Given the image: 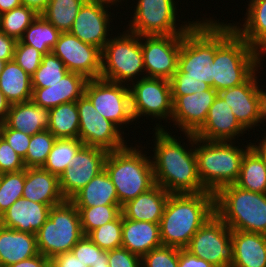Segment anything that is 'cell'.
Instances as JSON below:
<instances>
[{"instance_id": "4dcf8cb0", "label": "cell", "mask_w": 266, "mask_h": 267, "mask_svg": "<svg viewBox=\"0 0 266 267\" xmlns=\"http://www.w3.org/2000/svg\"><path fill=\"white\" fill-rule=\"evenodd\" d=\"M70 201L76 207L120 205L116 188L105 170L79 190Z\"/></svg>"}, {"instance_id": "7c38bea8", "label": "cell", "mask_w": 266, "mask_h": 267, "mask_svg": "<svg viewBox=\"0 0 266 267\" xmlns=\"http://www.w3.org/2000/svg\"><path fill=\"white\" fill-rule=\"evenodd\" d=\"M232 230L216 215L210 217L193 235L186 249L215 267L233 263Z\"/></svg>"}, {"instance_id": "f35d334b", "label": "cell", "mask_w": 266, "mask_h": 267, "mask_svg": "<svg viewBox=\"0 0 266 267\" xmlns=\"http://www.w3.org/2000/svg\"><path fill=\"white\" fill-rule=\"evenodd\" d=\"M121 207V205L77 207L84 236H87L92 230L116 220L122 214Z\"/></svg>"}, {"instance_id": "ba28073f", "label": "cell", "mask_w": 266, "mask_h": 267, "mask_svg": "<svg viewBox=\"0 0 266 267\" xmlns=\"http://www.w3.org/2000/svg\"><path fill=\"white\" fill-rule=\"evenodd\" d=\"M196 20L182 35L177 69L188 78L211 86V63L215 56V20L211 17Z\"/></svg>"}, {"instance_id": "4316f807", "label": "cell", "mask_w": 266, "mask_h": 267, "mask_svg": "<svg viewBox=\"0 0 266 267\" xmlns=\"http://www.w3.org/2000/svg\"><path fill=\"white\" fill-rule=\"evenodd\" d=\"M231 267H266V235L232 230Z\"/></svg>"}, {"instance_id": "1f68e13d", "label": "cell", "mask_w": 266, "mask_h": 267, "mask_svg": "<svg viewBox=\"0 0 266 267\" xmlns=\"http://www.w3.org/2000/svg\"><path fill=\"white\" fill-rule=\"evenodd\" d=\"M0 90L10 104L30 101L33 91L31 76L14 60L7 61L0 74Z\"/></svg>"}, {"instance_id": "2e32d148", "label": "cell", "mask_w": 266, "mask_h": 267, "mask_svg": "<svg viewBox=\"0 0 266 267\" xmlns=\"http://www.w3.org/2000/svg\"><path fill=\"white\" fill-rule=\"evenodd\" d=\"M109 151L83 145L59 177L60 190L65 200H70L105 167Z\"/></svg>"}, {"instance_id": "6da1fadb", "label": "cell", "mask_w": 266, "mask_h": 267, "mask_svg": "<svg viewBox=\"0 0 266 267\" xmlns=\"http://www.w3.org/2000/svg\"><path fill=\"white\" fill-rule=\"evenodd\" d=\"M152 164L155 184L164 188L170 194H197L208 192L202 185L197 167L195 153V135L186 136L189 146L182 143L180 137L172 136L165 131L164 126L156 123ZM171 134V135H170ZM187 147V148H186ZM192 147V148H191Z\"/></svg>"}, {"instance_id": "db71d44e", "label": "cell", "mask_w": 266, "mask_h": 267, "mask_svg": "<svg viewBox=\"0 0 266 267\" xmlns=\"http://www.w3.org/2000/svg\"><path fill=\"white\" fill-rule=\"evenodd\" d=\"M16 40L0 30V60L11 61L14 56Z\"/></svg>"}, {"instance_id": "f6af8a7d", "label": "cell", "mask_w": 266, "mask_h": 267, "mask_svg": "<svg viewBox=\"0 0 266 267\" xmlns=\"http://www.w3.org/2000/svg\"><path fill=\"white\" fill-rule=\"evenodd\" d=\"M73 254L85 265L92 267L98 262H108V251L94 244L88 236H83L72 248Z\"/></svg>"}, {"instance_id": "ac0fdd59", "label": "cell", "mask_w": 266, "mask_h": 267, "mask_svg": "<svg viewBox=\"0 0 266 267\" xmlns=\"http://www.w3.org/2000/svg\"><path fill=\"white\" fill-rule=\"evenodd\" d=\"M52 52L68 71L92 80L101 76V50L84 43L70 32H61Z\"/></svg>"}, {"instance_id": "d590c367", "label": "cell", "mask_w": 266, "mask_h": 267, "mask_svg": "<svg viewBox=\"0 0 266 267\" xmlns=\"http://www.w3.org/2000/svg\"><path fill=\"white\" fill-rule=\"evenodd\" d=\"M86 0H50L41 13L60 32H69L75 17Z\"/></svg>"}, {"instance_id": "ee69618b", "label": "cell", "mask_w": 266, "mask_h": 267, "mask_svg": "<svg viewBox=\"0 0 266 267\" xmlns=\"http://www.w3.org/2000/svg\"><path fill=\"white\" fill-rule=\"evenodd\" d=\"M179 248L160 246L141 257L142 267H178Z\"/></svg>"}, {"instance_id": "5bb4252c", "label": "cell", "mask_w": 266, "mask_h": 267, "mask_svg": "<svg viewBox=\"0 0 266 267\" xmlns=\"http://www.w3.org/2000/svg\"><path fill=\"white\" fill-rule=\"evenodd\" d=\"M76 105L79 113V139L84 145L107 151L122 149L127 145L124 131L103 117L85 94L76 101Z\"/></svg>"}, {"instance_id": "f1b7e54d", "label": "cell", "mask_w": 266, "mask_h": 267, "mask_svg": "<svg viewBox=\"0 0 266 267\" xmlns=\"http://www.w3.org/2000/svg\"><path fill=\"white\" fill-rule=\"evenodd\" d=\"M10 129L22 131L30 136L49 128V109L40 107L32 100L10 104L4 122Z\"/></svg>"}, {"instance_id": "836d02e7", "label": "cell", "mask_w": 266, "mask_h": 267, "mask_svg": "<svg viewBox=\"0 0 266 267\" xmlns=\"http://www.w3.org/2000/svg\"><path fill=\"white\" fill-rule=\"evenodd\" d=\"M48 130L57 138L79 139V113L76 102L49 109Z\"/></svg>"}, {"instance_id": "e575fe53", "label": "cell", "mask_w": 266, "mask_h": 267, "mask_svg": "<svg viewBox=\"0 0 266 267\" xmlns=\"http://www.w3.org/2000/svg\"><path fill=\"white\" fill-rule=\"evenodd\" d=\"M61 32L49 23L41 14L25 30L20 41L35 47L43 55L52 52Z\"/></svg>"}, {"instance_id": "b9f144b4", "label": "cell", "mask_w": 266, "mask_h": 267, "mask_svg": "<svg viewBox=\"0 0 266 267\" xmlns=\"http://www.w3.org/2000/svg\"><path fill=\"white\" fill-rule=\"evenodd\" d=\"M25 184V169L0 175V216L19 198Z\"/></svg>"}, {"instance_id": "7bdbcfd3", "label": "cell", "mask_w": 266, "mask_h": 267, "mask_svg": "<svg viewBox=\"0 0 266 267\" xmlns=\"http://www.w3.org/2000/svg\"><path fill=\"white\" fill-rule=\"evenodd\" d=\"M87 236L104 251L120 248L122 246V214L116 220L92 230Z\"/></svg>"}, {"instance_id": "6125c7cd", "label": "cell", "mask_w": 266, "mask_h": 267, "mask_svg": "<svg viewBox=\"0 0 266 267\" xmlns=\"http://www.w3.org/2000/svg\"><path fill=\"white\" fill-rule=\"evenodd\" d=\"M90 1H95L97 3H102V4H105V5L111 6V7H113L114 5H115V7L116 6L118 7L119 3L122 0H90ZM123 1H125V0H123Z\"/></svg>"}, {"instance_id": "680465c9", "label": "cell", "mask_w": 266, "mask_h": 267, "mask_svg": "<svg viewBox=\"0 0 266 267\" xmlns=\"http://www.w3.org/2000/svg\"><path fill=\"white\" fill-rule=\"evenodd\" d=\"M10 103L6 100L3 92L0 90V124L7 119Z\"/></svg>"}, {"instance_id": "cb8c5ba5", "label": "cell", "mask_w": 266, "mask_h": 267, "mask_svg": "<svg viewBox=\"0 0 266 267\" xmlns=\"http://www.w3.org/2000/svg\"><path fill=\"white\" fill-rule=\"evenodd\" d=\"M22 197L51 207L65 201L60 190L59 177L42 167L25 168Z\"/></svg>"}, {"instance_id": "5b68a950", "label": "cell", "mask_w": 266, "mask_h": 267, "mask_svg": "<svg viewBox=\"0 0 266 267\" xmlns=\"http://www.w3.org/2000/svg\"><path fill=\"white\" fill-rule=\"evenodd\" d=\"M129 146L109 151L104 167L121 206L155 185L152 157H147L138 145Z\"/></svg>"}, {"instance_id": "9c48e42d", "label": "cell", "mask_w": 266, "mask_h": 267, "mask_svg": "<svg viewBox=\"0 0 266 267\" xmlns=\"http://www.w3.org/2000/svg\"><path fill=\"white\" fill-rule=\"evenodd\" d=\"M84 236L79 211L70 201L52 206L49 218L36 233L38 252L50 260L69 252Z\"/></svg>"}, {"instance_id": "8d00e7d4", "label": "cell", "mask_w": 266, "mask_h": 267, "mask_svg": "<svg viewBox=\"0 0 266 267\" xmlns=\"http://www.w3.org/2000/svg\"><path fill=\"white\" fill-rule=\"evenodd\" d=\"M83 145L80 139H56L52 150L48 154L47 161L42 168L60 177L64 170L70 166L72 158Z\"/></svg>"}, {"instance_id": "c3c4849f", "label": "cell", "mask_w": 266, "mask_h": 267, "mask_svg": "<svg viewBox=\"0 0 266 267\" xmlns=\"http://www.w3.org/2000/svg\"><path fill=\"white\" fill-rule=\"evenodd\" d=\"M25 169L23 159L0 135V174L19 172Z\"/></svg>"}, {"instance_id": "f907efd6", "label": "cell", "mask_w": 266, "mask_h": 267, "mask_svg": "<svg viewBox=\"0 0 266 267\" xmlns=\"http://www.w3.org/2000/svg\"><path fill=\"white\" fill-rule=\"evenodd\" d=\"M109 267H142L141 257L120 247L108 251Z\"/></svg>"}, {"instance_id": "d6a6232c", "label": "cell", "mask_w": 266, "mask_h": 267, "mask_svg": "<svg viewBox=\"0 0 266 267\" xmlns=\"http://www.w3.org/2000/svg\"><path fill=\"white\" fill-rule=\"evenodd\" d=\"M235 185L247 191L266 194V163L251 148L242 158Z\"/></svg>"}, {"instance_id": "e0dca14e", "label": "cell", "mask_w": 266, "mask_h": 267, "mask_svg": "<svg viewBox=\"0 0 266 267\" xmlns=\"http://www.w3.org/2000/svg\"><path fill=\"white\" fill-rule=\"evenodd\" d=\"M257 69L244 83L218 92L231 107L239 124L247 131L262 124V88ZM260 123V124H259Z\"/></svg>"}, {"instance_id": "94428289", "label": "cell", "mask_w": 266, "mask_h": 267, "mask_svg": "<svg viewBox=\"0 0 266 267\" xmlns=\"http://www.w3.org/2000/svg\"><path fill=\"white\" fill-rule=\"evenodd\" d=\"M262 122H266V89L262 88Z\"/></svg>"}, {"instance_id": "e7e4bbea", "label": "cell", "mask_w": 266, "mask_h": 267, "mask_svg": "<svg viewBox=\"0 0 266 267\" xmlns=\"http://www.w3.org/2000/svg\"><path fill=\"white\" fill-rule=\"evenodd\" d=\"M5 64H6V61L0 60V74L3 71Z\"/></svg>"}, {"instance_id": "44dd1931", "label": "cell", "mask_w": 266, "mask_h": 267, "mask_svg": "<svg viewBox=\"0 0 266 267\" xmlns=\"http://www.w3.org/2000/svg\"><path fill=\"white\" fill-rule=\"evenodd\" d=\"M245 133L247 131L239 124L231 107L217 95L206 121L194 135L205 141H235Z\"/></svg>"}, {"instance_id": "be15d7a7", "label": "cell", "mask_w": 266, "mask_h": 267, "mask_svg": "<svg viewBox=\"0 0 266 267\" xmlns=\"http://www.w3.org/2000/svg\"><path fill=\"white\" fill-rule=\"evenodd\" d=\"M92 267H109L108 262H98L97 264H93Z\"/></svg>"}, {"instance_id": "11a10c76", "label": "cell", "mask_w": 266, "mask_h": 267, "mask_svg": "<svg viewBox=\"0 0 266 267\" xmlns=\"http://www.w3.org/2000/svg\"><path fill=\"white\" fill-rule=\"evenodd\" d=\"M49 265L50 259L38 253L31 258L25 259L7 267H48Z\"/></svg>"}, {"instance_id": "6f0895ef", "label": "cell", "mask_w": 266, "mask_h": 267, "mask_svg": "<svg viewBox=\"0 0 266 267\" xmlns=\"http://www.w3.org/2000/svg\"><path fill=\"white\" fill-rule=\"evenodd\" d=\"M265 136L262 137L263 140H259V143H251L250 142V148L254 150L260 158L266 163V133H264Z\"/></svg>"}, {"instance_id": "7402d4cb", "label": "cell", "mask_w": 266, "mask_h": 267, "mask_svg": "<svg viewBox=\"0 0 266 267\" xmlns=\"http://www.w3.org/2000/svg\"><path fill=\"white\" fill-rule=\"evenodd\" d=\"M51 206L25 198L16 200L1 216L0 225L17 231L36 234L49 218Z\"/></svg>"}, {"instance_id": "f546056e", "label": "cell", "mask_w": 266, "mask_h": 267, "mask_svg": "<svg viewBox=\"0 0 266 267\" xmlns=\"http://www.w3.org/2000/svg\"><path fill=\"white\" fill-rule=\"evenodd\" d=\"M244 23H231L234 30L261 55L266 54V0L252 1L246 8ZM240 25V26H239Z\"/></svg>"}, {"instance_id": "52a82bcc", "label": "cell", "mask_w": 266, "mask_h": 267, "mask_svg": "<svg viewBox=\"0 0 266 267\" xmlns=\"http://www.w3.org/2000/svg\"><path fill=\"white\" fill-rule=\"evenodd\" d=\"M111 37L101 51L100 78L129 86L146 77L141 37L128 30Z\"/></svg>"}, {"instance_id": "bcb514c9", "label": "cell", "mask_w": 266, "mask_h": 267, "mask_svg": "<svg viewBox=\"0 0 266 267\" xmlns=\"http://www.w3.org/2000/svg\"><path fill=\"white\" fill-rule=\"evenodd\" d=\"M43 54L35 47L16 42L13 60L29 75L32 76L42 62Z\"/></svg>"}, {"instance_id": "ab89813d", "label": "cell", "mask_w": 266, "mask_h": 267, "mask_svg": "<svg viewBox=\"0 0 266 267\" xmlns=\"http://www.w3.org/2000/svg\"><path fill=\"white\" fill-rule=\"evenodd\" d=\"M69 71L53 52L43 55L42 62L31 76L32 88H46L60 81Z\"/></svg>"}, {"instance_id": "f5cc1de1", "label": "cell", "mask_w": 266, "mask_h": 267, "mask_svg": "<svg viewBox=\"0 0 266 267\" xmlns=\"http://www.w3.org/2000/svg\"><path fill=\"white\" fill-rule=\"evenodd\" d=\"M52 267H89L78 259L72 251L59 254L50 260Z\"/></svg>"}, {"instance_id": "7dc6e473", "label": "cell", "mask_w": 266, "mask_h": 267, "mask_svg": "<svg viewBox=\"0 0 266 267\" xmlns=\"http://www.w3.org/2000/svg\"><path fill=\"white\" fill-rule=\"evenodd\" d=\"M172 96H184L209 90L211 86L203 81H198L194 78H188L178 69L169 80Z\"/></svg>"}, {"instance_id": "ffe728a7", "label": "cell", "mask_w": 266, "mask_h": 267, "mask_svg": "<svg viewBox=\"0 0 266 267\" xmlns=\"http://www.w3.org/2000/svg\"><path fill=\"white\" fill-rule=\"evenodd\" d=\"M218 92L212 87L209 90L195 92L184 96H172L173 126H177L182 134H195L206 121L209 109Z\"/></svg>"}, {"instance_id": "277c9868", "label": "cell", "mask_w": 266, "mask_h": 267, "mask_svg": "<svg viewBox=\"0 0 266 267\" xmlns=\"http://www.w3.org/2000/svg\"><path fill=\"white\" fill-rule=\"evenodd\" d=\"M235 142L205 141L195 136L198 175L206 191L216 194L222 187L238 180L241 161L250 142L244 149Z\"/></svg>"}, {"instance_id": "83f0119b", "label": "cell", "mask_w": 266, "mask_h": 267, "mask_svg": "<svg viewBox=\"0 0 266 267\" xmlns=\"http://www.w3.org/2000/svg\"><path fill=\"white\" fill-rule=\"evenodd\" d=\"M38 253L36 234L0 225V267H7Z\"/></svg>"}, {"instance_id": "681fc988", "label": "cell", "mask_w": 266, "mask_h": 267, "mask_svg": "<svg viewBox=\"0 0 266 267\" xmlns=\"http://www.w3.org/2000/svg\"><path fill=\"white\" fill-rule=\"evenodd\" d=\"M0 135L22 159L26 157L28 146L31 140L30 135L25 134L22 131L10 129L5 123L0 124Z\"/></svg>"}, {"instance_id": "484cf974", "label": "cell", "mask_w": 266, "mask_h": 267, "mask_svg": "<svg viewBox=\"0 0 266 267\" xmlns=\"http://www.w3.org/2000/svg\"><path fill=\"white\" fill-rule=\"evenodd\" d=\"M162 246L159 223L136 221L122 216V246L140 257Z\"/></svg>"}, {"instance_id": "d6986e66", "label": "cell", "mask_w": 266, "mask_h": 267, "mask_svg": "<svg viewBox=\"0 0 266 267\" xmlns=\"http://www.w3.org/2000/svg\"><path fill=\"white\" fill-rule=\"evenodd\" d=\"M109 8L111 9V6L86 0L75 17L69 32L82 42L91 44L102 51L110 39L107 37L110 36V22H112Z\"/></svg>"}, {"instance_id": "4fadbf2b", "label": "cell", "mask_w": 266, "mask_h": 267, "mask_svg": "<svg viewBox=\"0 0 266 267\" xmlns=\"http://www.w3.org/2000/svg\"><path fill=\"white\" fill-rule=\"evenodd\" d=\"M129 88L134 120L146 116L171 121L173 100L168 79L144 77L134 81Z\"/></svg>"}, {"instance_id": "30bf717a", "label": "cell", "mask_w": 266, "mask_h": 267, "mask_svg": "<svg viewBox=\"0 0 266 267\" xmlns=\"http://www.w3.org/2000/svg\"><path fill=\"white\" fill-rule=\"evenodd\" d=\"M176 1V0H175ZM174 0H137L128 31L141 36L183 35L197 21L176 23L179 17ZM177 17V18H176ZM185 23V24H184ZM177 24V25H176Z\"/></svg>"}, {"instance_id": "74e56055", "label": "cell", "mask_w": 266, "mask_h": 267, "mask_svg": "<svg viewBox=\"0 0 266 267\" xmlns=\"http://www.w3.org/2000/svg\"><path fill=\"white\" fill-rule=\"evenodd\" d=\"M38 15L33 8L21 5L0 15V30L18 41Z\"/></svg>"}, {"instance_id": "8fae6325", "label": "cell", "mask_w": 266, "mask_h": 267, "mask_svg": "<svg viewBox=\"0 0 266 267\" xmlns=\"http://www.w3.org/2000/svg\"><path fill=\"white\" fill-rule=\"evenodd\" d=\"M84 94L94 108L120 130L125 124L134 122L131 111V95L128 85L119 84L102 78L88 80Z\"/></svg>"}, {"instance_id": "603a6c76", "label": "cell", "mask_w": 266, "mask_h": 267, "mask_svg": "<svg viewBox=\"0 0 266 267\" xmlns=\"http://www.w3.org/2000/svg\"><path fill=\"white\" fill-rule=\"evenodd\" d=\"M88 79L68 72L62 79L46 88H32L31 100L40 107L54 108L67 102H76L83 94Z\"/></svg>"}, {"instance_id": "816d5d0a", "label": "cell", "mask_w": 266, "mask_h": 267, "mask_svg": "<svg viewBox=\"0 0 266 267\" xmlns=\"http://www.w3.org/2000/svg\"><path fill=\"white\" fill-rule=\"evenodd\" d=\"M178 267H215L204 259L193 255L186 248H179Z\"/></svg>"}, {"instance_id": "60d3db41", "label": "cell", "mask_w": 266, "mask_h": 267, "mask_svg": "<svg viewBox=\"0 0 266 267\" xmlns=\"http://www.w3.org/2000/svg\"><path fill=\"white\" fill-rule=\"evenodd\" d=\"M56 139L49 130L32 135L26 157L23 159L25 168L43 167Z\"/></svg>"}, {"instance_id": "8992f818", "label": "cell", "mask_w": 266, "mask_h": 267, "mask_svg": "<svg viewBox=\"0 0 266 267\" xmlns=\"http://www.w3.org/2000/svg\"><path fill=\"white\" fill-rule=\"evenodd\" d=\"M215 214L231 230L266 235V194L224 186L215 194Z\"/></svg>"}, {"instance_id": "9f6ffc18", "label": "cell", "mask_w": 266, "mask_h": 267, "mask_svg": "<svg viewBox=\"0 0 266 267\" xmlns=\"http://www.w3.org/2000/svg\"><path fill=\"white\" fill-rule=\"evenodd\" d=\"M50 0H21L22 5L33 8L38 14H41L47 7Z\"/></svg>"}, {"instance_id": "3957f363", "label": "cell", "mask_w": 266, "mask_h": 267, "mask_svg": "<svg viewBox=\"0 0 266 267\" xmlns=\"http://www.w3.org/2000/svg\"><path fill=\"white\" fill-rule=\"evenodd\" d=\"M215 214V194H170L159 222L162 245L186 248L193 235Z\"/></svg>"}, {"instance_id": "d4e9b609", "label": "cell", "mask_w": 266, "mask_h": 267, "mask_svg": "<svg viewBox=\"0 0 266 267\" xmlns=\"http://www.w3.org/2000/svg\"><path fill=\"white\" fill-rule=\"evenodd\" d=\"M170 193L155 184L135 199L126 202L121 207L124 218L136 221L159 223Z\"/></svg>"}, {"instance_id": "9a60e30c", "label": "cell", "mask_w": 266, "mask_h": 267, "mask_svg": "<svg viewBox=\"0 0 266 267\" xmlns=\"http://www.w3.org/2000/svg\"><path fill=\"white\" fill-rule=\"evenodd\" d=\"M182 35L141 36L146 77L170 80L177 71Z\"/></svg>"}, {"instance_id": "91938a15", "label": "cell", "mask_w": 266, "mask_h": 267, "mask_svg": "<svg viewBox=\"0 0 266 267\" xmlns=\"http://www.w3.org/2000/svg\"><path fill=\"white\" fill-rule=\"evenodd\" d=\"M21 5V0H0V15Z\"/></svg>"}, {"instance_id": "7a4b0ae2", "label": "cell", "mask_w": 266, "mask_h": 267, "mask_svg": "<svg viewBox=\"0 0 266 267\" xmlns=\"http://www.w3.org/2000/svg\"><path fill=\"white\" fill-rule=\"evenodd\" d=\"M263 58L230 22L215 20V56L211 63V87L214 90L220 92L244 83L263 64Z\"/></svg>"}]
</instances>
